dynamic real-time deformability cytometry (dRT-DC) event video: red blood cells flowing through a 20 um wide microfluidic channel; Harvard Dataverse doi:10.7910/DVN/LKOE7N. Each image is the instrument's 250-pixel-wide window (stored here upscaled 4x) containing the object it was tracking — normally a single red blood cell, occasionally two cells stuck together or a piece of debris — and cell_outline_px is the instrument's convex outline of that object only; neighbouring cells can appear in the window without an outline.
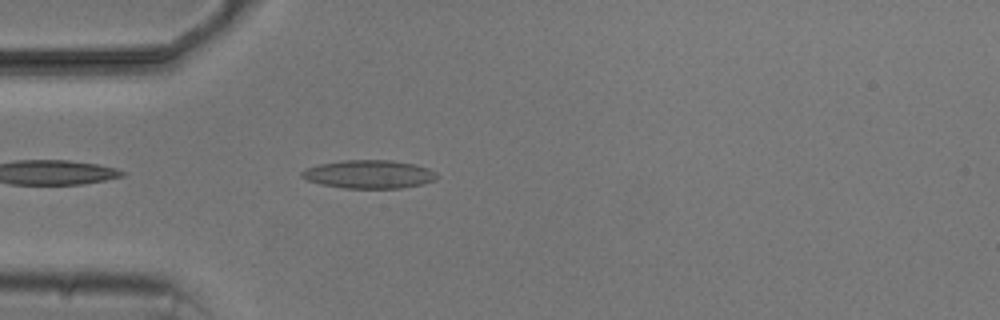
{"species": "common noctule bat (a hibernating species)", "species_latin": "Nyctalus noctula", "temperature_condition": "cold", "stored_images_in_passage": 1, "camera_frame_rate_fps": 3000, "um_per_image_px": 0.085, "animal": {"sex": "male", "body_mass_g": 20.5, "forearm_length_mm": 52.5}, "frame": {"image": 1, "passage_image": 1, "time_ms": 0.0, "image_size_px": [1000, 320], "cell_outline_px": [[440, 176], [436, 180], [424, 184], [400, 188], [344, 188], [320, 184], [308, 180], [300, 176], [300, 172], [308, 168], [320, 164], [344, 160], [392, 160], [416, 164], [428, 168], [436, 172]], "centroid_in_image_um": [31.42, 14.81], "position_along_channel_um": 53.6, "area_um2": 22.43}}